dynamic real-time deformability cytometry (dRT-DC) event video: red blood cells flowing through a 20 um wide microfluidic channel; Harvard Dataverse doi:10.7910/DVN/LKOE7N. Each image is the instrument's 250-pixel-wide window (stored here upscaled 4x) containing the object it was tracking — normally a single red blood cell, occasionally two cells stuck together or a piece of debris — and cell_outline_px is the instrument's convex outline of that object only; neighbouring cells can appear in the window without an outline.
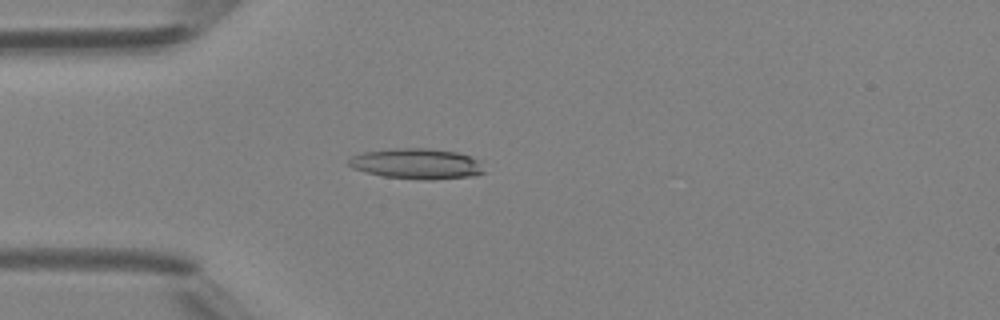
{"species": "Egyptian fruit bat (a non-hibernating species)", "species_latin": "Rousettus aegyptiacus", "temperature_condition": "room temperature", "stored_images_in_passage": 4, "camera_frame_rate_fps": 3000, "um_per_image_px": 0.085, "animal": {"sex": "female"}, "frame": {"image": 1, "passage_image": 4, "time_ms": 3.667, "image_size_px": [1000, 320], "cell_outline_px": [[484, 172], [472, 176], [432, 180], [424, 180], [384, 176], [352, 168], [348, 164], [348, 160], [352, 156], [364, 152], [396, 148], [428, 148], [456, 152], [480, 160]], "centroid_in_image_um": [35.43, 13.92], "position_along_channel_um": 49.6, "area_um2": 23.93}}